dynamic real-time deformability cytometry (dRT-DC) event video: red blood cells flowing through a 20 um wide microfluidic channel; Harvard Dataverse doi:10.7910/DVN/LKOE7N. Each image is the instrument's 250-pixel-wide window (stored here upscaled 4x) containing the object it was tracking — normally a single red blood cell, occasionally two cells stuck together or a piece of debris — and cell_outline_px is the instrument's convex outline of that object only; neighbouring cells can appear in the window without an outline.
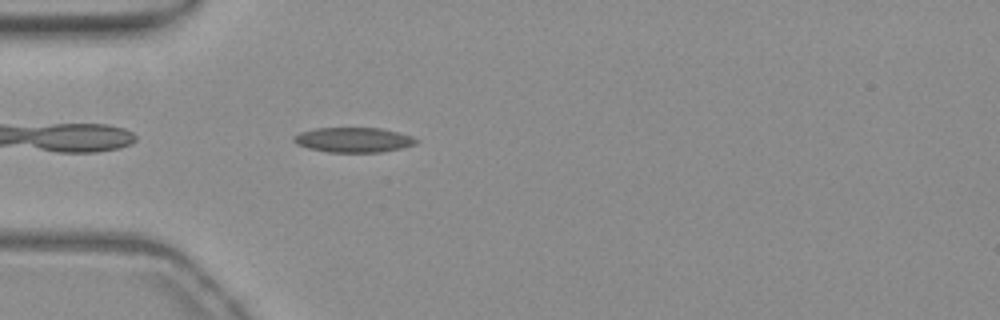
{"species": "common noctule bat (a hibernating species)", "species_latin": "Nyctalus noctula", "temperature_condition": "warm", "stored_images_in_passage": 40, "camera_frame_rate_fps": 3000, "um_per_image_px": 0.085, "animal": {"sex": "female", "body_mass_g": 19.3, "forearm_length_mm": 54.1}, "frame": {"image": 1, "passage_image": 2, "time_ms": 0.333, "image_size_px": [1000, 320], "cell_outline_px": [[420, 140], [416, 144], [400, 148], [380, 152], [328, 152], [308, 148], [296, 144], [292, 140], [292, 136], [300, 132], [316, 128], [380, 128], [412, 136]], "centroid_in_image_um": [30.01, 11.89], "position_along_channel_um": 55.0, "area_um2": 17.74}}
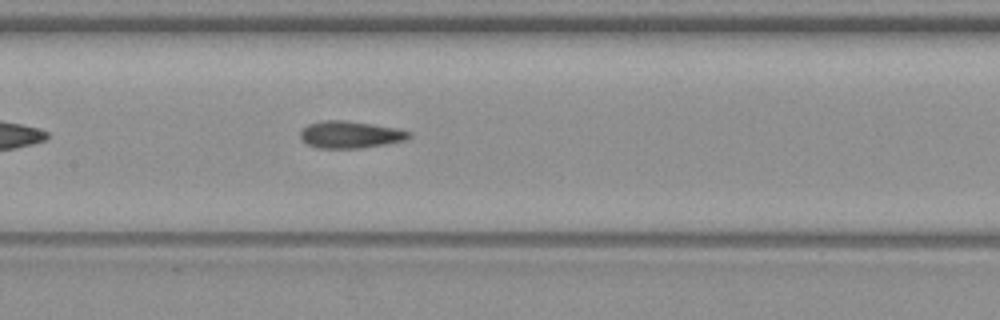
{"frame": {"image": 2, "passage_image": 12, "time_ms": 3.667, "image_size_px": [1000, 320], "cell_outline_px": [[412, 136], [408, 140], [360, 148], [316, 148], [308, 144], [300, 136], [300, 132], [308, 124], [324, 120], [344, 120], [372, 124], [396, 128], [412, 132]], "centroid_in_image_um": [29.81, 11.44], "position_along_channel_um": 177.6, "area_um2": 17.11}}
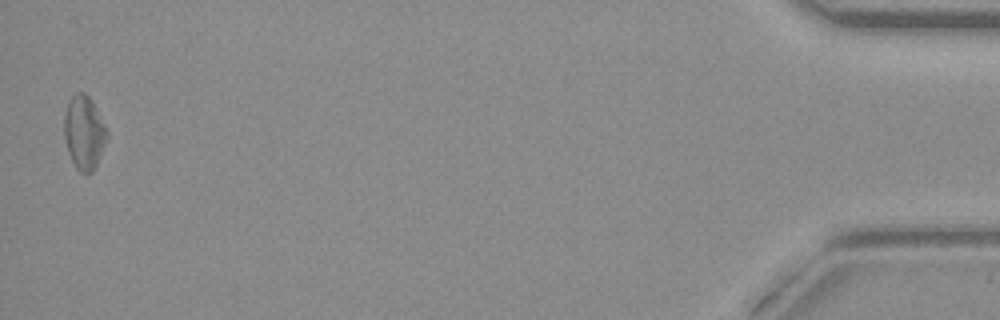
{"frame": {"image": 3, "passage_image": 39, "time_ms": 12.667, "image_size_px": [1000, 320], "cell_outline_px": [[108, 136], [100, 156], [92, 172], [88, 176], [80, 172], [76, 168], [68, 152], [64, 136], [64, 116], [68, 100], [76, 92], [84, 92], [92, 100], [108, 132]], "centroid_in_image_um": [7.14, 11.27], "position_along_channel_um": 428.1, "area_um2": 18.38}, "authors_computed_cell_mechanics": {"area_um2": 17.3978, "velocity_mm_per_s": 3.8561, "shape_relaxation_time_tau1_ms": null, "shape_relaxation_time_tau2_ms": 2.3178, "deformation_change_tau1": null, "deformation_change_tau2": 0.0981}}